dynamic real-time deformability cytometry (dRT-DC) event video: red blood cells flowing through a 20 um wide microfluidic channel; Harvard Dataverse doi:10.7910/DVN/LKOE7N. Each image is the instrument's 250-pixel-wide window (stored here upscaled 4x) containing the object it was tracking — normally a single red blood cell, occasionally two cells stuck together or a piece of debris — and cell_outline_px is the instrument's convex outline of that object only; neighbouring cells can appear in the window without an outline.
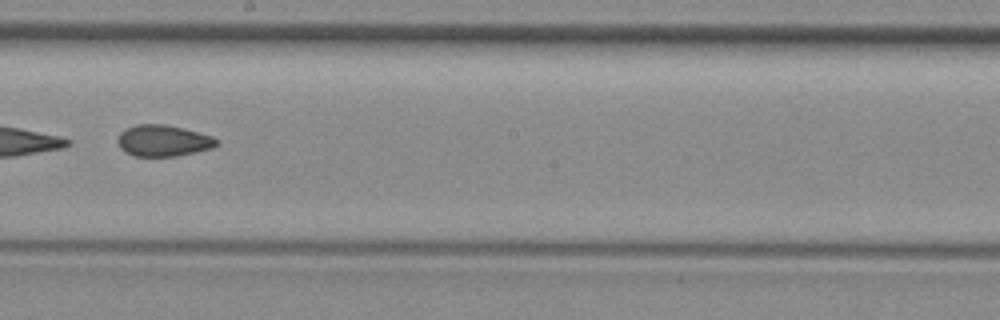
{"species": "common noctule bat (a hibernating species)", "species_latin": "Nyctalus noctula", "temperature_condition": "room temperature", "stored_images_in_passage": 8, "camera_frame_rate_fps": 3000, "um_per_image_px": 0.085, "animal": {"sex": "female", "body_mass_g": 29.2, "forearm_length_mm": 56.3}, "frame": {"image": 1, "passage_image": 8, "time_ms": 8.333, "image_size_px": [1000, 320], "cell_outline_px": [[216, 144], [212, 148], [176, 156], [132, 156], [124, 152], [120, 148], [116, 140], [120, 132], [124, 128], [136, 124], [168, 124], [184, 128], [212, 136], [216, 140]], "centroid_in_image_um": [13.8, 11.95], "position_along_channel_um": 234.4, "area_um2": 18.21}}